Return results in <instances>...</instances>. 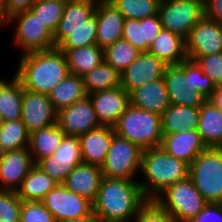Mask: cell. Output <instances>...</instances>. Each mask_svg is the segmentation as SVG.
I'll list each match as a JSON object with an SVG mask.
<instances>
[{"mask_svg":"<svg viewBox=\"0 0 222 222\" xmlns=\"http://www.w3.org/2000/svg\"><path fill=\"white\" fill-rule=\"evenodd\" d=\"M147 201L139 181L103 176L93 202V213L101 222H133Z\"/></svg>","mask_w":222,"mask_h":222,"instance_id":"6da1fadb","label":"cell"},{"mask_svg":"<svg viewBox=\"0 0 222 222\" xmlns=\"http://www.w3.org/2000/svg\"><path fill=\"white\" fill-rule=\"evenodd\" d=\"M15 75L23 89L48 95L69 74L65 54L57 47L19 56Z\"/></svg>","mask_w":222,"mask_h":222,"instance_id":"7a4b0ae2","label":"cell"},{"mask_svg":"<svg viewBox=\"0 0 222 222\" xmlns=\"http://www.w3.org/2000/svg\"><path fill=\"white\" fill-rule=\"evenodd\" d=\"M189 165L166 153L161 147L146 149L141 155L142 180L139 184L144 196L154 200L167 187L188 177Z\"/></svg>","mask_w":222,"mask_h":222,"instance_id":"3957f363","label":"cell"},{"mask_svg":"<svg viewBox=\"0 0 222 222\" xmlns=\"http://www.w3.org/2000/svg\"><path fill=\"white\" fill-rule=\"evenodd\" d=\"M114 130L142 150L160 147L163 137L161 116L131 105L121 114Z\"/></svg>","mask_w":222,"mask_h":222,"instance_id":"277c9868","label":"cell"},{"mask_svg":"<svg viewBox=\"0 0 222 222\" xmlns=\"http://www.w3.org/2000/svg\"><path fill=\"white\" fill-rule=\"evenodd\" d=\"M188 177L207 203L222 200V150L206 148L189 165Z\"/></svg>","mask_w":222,"mask_h":222,"instance_id":"5b68a950","label":"cell"},{"mask_svg":"<svg viewBox=\"0 0 222 222\" xmlns=\"http://www.w3.org/2000/svg\"><path fill=\"white\" fill-rule=\"evenodd\" d=\"M154 201L176 222L195 217L207 204L189 177L167 187Z\"/></svg>","mask_w":222,"mask_h":222,"instance_id":"8992f818","label":"cell"},{"mask_svg":"<svg viewBox=\"0 0 222 222\" xmlns=\"http://www.w3.org/2000/svg\"><path fill=\"white\" fill-rule=\"evenodd\" d=\"M11 24L16 26L12 42L21 55L55 48L54 33L31 10L12 15L8 18V26Z\"/></svg>","mask_w":222,"mask_h":222,"instance_id":"52a82bcc","label":"cell"},{"mask_svg":"<svg viewBox=\"0 0 222 222\" xmlns=\"http://www.w3.org/2000/svg\"><path fill=\"white\" fill-rule=\"evenodd\" d=\"M142 151L136 144L115 134L105 160L100 167L103 176L136 180V175L141 169Z\"/></svg>","mask_w":222,"mask_h":222,"instance_id":"ba28073f","label":"cell"},{"mask_svg":"<svg viewBox=\"0 0 222 222\" xmlns=\"http://www.w3.org/2000/svg\"><path fill=\"white\" fill-rule=\"evenodd\" d=\"M158 15L163 29L186 39L204 16L203 0H161Z\"/></svg>","mask_w":222,"mask_h":222,"instance_id":"9c48e42d","label":"cell"},{"mask_svg":"<svg viewBox=\"0 0 222 222\" xmlns=\"http://www.w3.org/2000/svg\"><path fill=\"white\" fill-rule=\"evenodd\" d=\"M41 202L57 222L79 219L93 213L91 201L70 191L63 184H57Z\"/></svg>","mask_w":222,"mask_h":222,"instance_id":"30bf717a","label":"cell"},{"mask_svg":"<svg viewBox=\"0 0 222 222\" xmlns=\"http://www.w3.org/2000/svg\"><path fill=\"white\" fill-rule=\"evenodd\" d=\"M80 163L82 154L79 137L66 135L53 155L40 159L35 165L58 184H63L67 175Z\"/></svg>","mask_w":222,"mask_h":222,"instance_id":"8fae6325","label":"cell"},{"mask_svg":"<svg viewBox=\"0 0 222 222\" xmlns=\"http://www.w3.org/2000/svg\"><path fill=\"white\" fill-rule=\"evenodd\" d=\"M165 81L170 104L200 107L206 99L197 91H192L190 83V59L180 64L167 65Z\"/></svg>","mask_w":222,"mask_h":222,"instance_id":"7c38bea8","label":"cell"},{"mask_svg":"<svg viewBox=\"0 0 222 222\" xmlns=\"http://www.w3.org/2000/svg\"><path fill=\"white\" fill-rule=\"evenodd\" d=\"M186 41L187 59L196 61L200 56L222 52V25L202 17L191 29Z\"/></svg>","mask_w":222,"mask_h":222,"instance_id":"4fadbf2b","label":"cell"},{"mask_svg":"<svg viewBox=\"0 0 222 222\" xmlns=\"http://www.w3.org/2000/svg\"><path fill=\"white\" fill-rule=\"evenodd\" d=\"M57 125L67 136H77L101 126L89 96L57 112Z\"/></svg>","mask_w":222,"mask_h":222,"instance_id":"5bb4252c","label":"cell"},{"mask_svg":"<svg viewBox=\"0 0 222 222\" xmlns=\"http://www.w3.org/2000/svg\"><path fill=\"white\" fill-rule=\"evenodd\" d=\"M29 134L57 122V112L48 95L23 89L21 118Z\"/></svg>","mask_w":222,"mask_h":222,"instance_id":"9a60e30c","label":"cell"},{"mask_svg":"<svg viewBox=\"0 0 222 222\" xmlns=\"http://www.w3.org/2000/svg\"><path fill=\"white\" fill-rule=\"evenodd\" d=\"M166 64L149 52L140 55L120 74V87L127 93L135 88L163 78Z\"/></svg>","mask_w":222,"mask_h":222,"instance_id":"2e32d148","label":"cell"},{"mask_svg":"<svg viewBox=\"0 0 222 222\" xmlns=\"http://www.w3.org/2000/svg\"><path fill=\"white\" fill-rule=\"evenodd\" d=\"M34 165L29 147L6 151L0 161V190L16 192Z\"/></svg>","mask_w":222,"mask_h":222,"instance_id":"e0dca14e","label":"cell"},{"mask_svg":"<svg viewBox=\"0 0 222 222\" xmlns=\"http://www.w3.org/2000/svg\"><path fill=\"white\" fill-rule=\"evenodd\" d=\"M102 126L114 127L130 105L129 93L122 87L88 94Z\"/></svg>","mask_w":222,"mask_h":222,"instance_id":"ac0fdd59","label":"cell"},{"mask_svg":"<svg viewBox=\"0 0 222 222\" xmlns=\"http://www.w3.org/2000/svg\"><path fill=\"white\" fill-rule=\"evenodd\" d=\"M97 22L96 44L105 49L122 38L125 18L111 2H97L94 12Z\"/></svg>","mask_w":222,"mask_h":222,"instance_id":"d6986e66","label":"cell"},{"mask_svg":"<svg viewBox=\"0 0 222 222\" xmlns=\"http://www.w3.org/2000/svg\"><path fill=\"white\" fill-rule=\"evenodd\" d=\"M160 147L188 165L207 148L197 130L163 135Z\"/></svg>","mask_w":222,"mask_h":222,"instance_id":"ffe728a7","label":"cell"},{"mask_svg":"<svg viewBox=\"0 0 222 222\" xmlns=\"http://www.w3.org/2000/svg\"><path fill=\"white\" fill-rule=\"evenodd\" d=\"M129 100L131 106L160 116L170 106L163 78L135 88L129 93Z\"/></svg>","mask_w":222,"mask_h":222,"instance_id":"44dd1931","label":"cell"},{"mask_svg":"<svg viewBox=\"0 0 222 222\" xmlns=\"http://www.w3.org/2000/svg\"><path fill=\"white\" fill-rule=\"evenodd\" d=\"M115 134L114 127L101 125L80 135L82 162L101 167Z\"/></svg>","mask_w":222,"mask_h":222,"instance_id":"7402d4cb","label":"cell"},{"mask_svg":"<svg viewBox=\"0 0 222 222\" xmlns=\"http://www.w3.org/2000/svg\"><path fill=\"white\" fill-rule=\"evenodd\" d=\"M102 178L103 174L99 166L82 162L67 175L63 185L93 203Z\"/></svg>","mask_w":222,"mask_h":222,"instance_id":"603a6c76","label":"cell"},{"mask_svg":"<svg viewBox=\"0 0 222 222\" xmlns=\"http://www.w3.org/2000/svg\"><path fill=\"white\" fill-rule=\"evenodd\" d=\"M200 119V107L170 104L161 115L163 135L197 130Z\"/></svg>","mask_w":222,"mask_h":222,"instance_id":"cb8c5ba5","label":"cell"},{"mask_svg":"<svg viewBox=\"0 0 222 222\" xmlns=\"http://www.w3.org/2000/svg\"><path fill=\"white\" fill-rule=\"evenodd\" d=\"M148 52L155 55L166 65L180 64L187 59L185 39L181 35L163 28Z\"/></svg>","mask_w":222,"mask_h":222,"instance_id":"d4e9b609","label":"cell"},{"mask_svg":"<svg viewBox=\"0 0 222 222\" xmlns=\"http://www.w3.org/2000/svg\"><path fill=\"white\" fill-rule=\"evenodd\" d=\"M197 131L207 148H220L222 146V111L209 100L200 106Z\"/></svg>","mask_w":222,"mask_h":222,"instance_id":"484cf974","label":"cell"},{"mask_svg":"<svg viewBox=\"0 0 222 222\" xmlns=\"http://www.w3.org/2000/svg\"><path fill=\"white\" fill-rule=\"evenodd\" d=\"M97 22L93 14L82 26L76 29H56L55 48L74 49L96 44Z\"/></svg>","mask_w":222,"mask_h":222,"instance_id":"4316f807","label":"cell"},{"mask_svg":"<svg viewBox=\"0 0 222 222\" xmlns=\"http://www.w3.org/2000/svg\"><path fill=\"white\" fill-rule=\"evenodd\" d=\"M59 50L65 54L70 74L80 77H83L104 61V49L97 44Z\"/></svg>","mask_w":222,"mask_h":222,"instance_id":"83f0119b","label":"cell"},{"mask_svg":"<svg viewBox=\"0 0 222 222\" xmlns=\"http://www.w3.org/2000/svg\"><path fill=\"white\" fill-rule=\"evenodd\" d=\"M65 136V132L57 123L32 132L29 136V150L34 164L53 155Z\"/></svg>","mask_w":222,"mask_h":222,"instance_id":"f1b7e54d","label":"cell"},{"mask_svg":"<svg viewBox=\"0 0 222 222\" xmlns=\"http://www.w3.org/2000/svg\"><path fill=\"white\" fill-rule=\"evenodd\" d=\"M23 86L14 74L11 80L0 78V114L3 121L21 118Z\"/></svg>","mask_w":222,"mask_h":222,"instance_id":"f546056e","label":"cell"},{"mask_svg":"<svg viewBox=\"0 0 222 222\" xmlns=\"http://www.w3.org/2000/svg\"><path fill=\"white\" fill-rule=\"evenodd\" d=\"M57 184L50 175L34 165L16 192L22 201L41 202Z\"/></svg>","mask_w":222,"mask_h":222,"instance_id":"4dcf8cb0","label":"cell"},{"mask_svg":"<svg viewBox=\"0 0 222 222\" xmlns=\"http://www.w3.org/2000/svg\"><path fill=\"white\" fill-rule=\"evenodd\" d=\"M87 96L83 78L69 74L48 94L56 112L67 108Z\"/></svg>","mask_w":222,"mask_h":222,"instance_id":"1f68e13d","label":"cell"},{"mask_svg":"<svg viewBox=\"0 0 222 222\" xmlns=\"http://www.w3.org/2000/svg\"><path fill=\"white\" fill-rule=\"evenodd\" d=\"M82 78L87 95L120 87V74L105 61Z\"/></svg>","mask_w":222,"mask_h":222,"instance_id":"d6a6232c","label":"cell"},{"mask_svg":"<svg viewBox=\"0 0 222 222\" xmlns=\"http://www.w3.org/2000/svg\"><path fill=\"white\" fill-rule=\"evenodd\" d=\"M140 53L130 42L120 38L104 49V61L121 74Z\"/></svg>","mask_w":222,"mask_h":222,"instance_id":"836d02e7","label":"cell"},{"mask_svg":"<svg viewBox=\"0 0 222 222\" xmlns=\"http://www.w3.org/2000/svg\"><path fill=\"white\" fill-rule=\"evenodd\" d=\"M95 0H80L65 4L62 19L57 29H76L83 25L95 12Z\"/></svg>","mask_w":222,"mask_h":222,"instance_id":"e575fe53","label":"cell"},{"mask_svg":"<svg viewBox=\"0 0 222 222\" xmlns=\"http://www.w3.org/2000/svg\"><path fill=\"white\" fill-rule=\"evenodd\" d=\"M29 136L21 119L3 121L0 127V143L5 151L29 147Z\"/></svg>","mask_w":222,"mask_h":222,"instance_id":"d590c367","label":"cell"},{"mask_svg":"<svg viewBox=\"0 0 222 222\" xmlns=\"http://www.w3.org/2000/svg\"><path fill=\"white\" fill-rule=\"evenodd\" d=\"M161 0H112L125 19L141 20L158 14Z\"/></svg>","mask_w":222,"mask_h":222,"instance_id":"8d00e7d4","label":"cell"},{"mask_svg":"<svg viewBox=\"0 0 222 222\" xmlns=\"http://www.w3.org/2000/svg\"><path fill=\"white\" fill-rule=\"evenodd\" d=\"M65 4L61 0H37L30 10L54 33L62 19Z\"/></svg>","mask_w":222,"mask_h":222,"instance_id":"74e56055","label":"cell"},{"mask_svg":"<svg viewBox=\"0 0 222 222\" xmlns=\"http://www.w3.org/2000/svg\"><path fill=\"white\" fill-rule=\"evenodd\" d=\"M21 204L17 192L0 190V222H20Z\"/></svg>","mask_w":222,"mask_h":222,"instance_id":"f35d334b","label":"cell"},{"mask_svg":"<svg viewBox=\"0 0 222 222\" xmlns=\"http://www.w3.org/2000/svg\"><path fill=\"white\" fill-rule=\"evenodd\" d=\"M20 222H57L42 202L22 201Z\"/></svg>","mask_w":222,"mask_h":222,"instance_id":"ab89813d","label":"cell"},{"mask_svg":"<svg viewBox=\"0 0 222 222\" xmlns=\"http://www.w3.org/2000/svg\"><path fill=\"white\" fill-rule=\"evenodd\" d=\"M190 83L192 91H197L206 100H209L215 90V84L208 75L202 72L196 61L190 60Z\"/></svg>","mask_w":222,"mask_h":222,"instance_id":"60d3db41","label":"cell"},{"mask_svg":"<svg viewBox=\"0 0 222 222\" xmlns=\"http://www.w3.org/2000/svg\"><path fill=\"white\" fill-rule=\"evenodd\" d=\"M122 38L130 42L140 52H148L149 50L143 40V19H125Z\"/></svg>","mask_w":222,"mask_h":222,"instance_id":"b9f144b4","label":"cell"},{"mask_svg":"<svg viewBox=\"0 0 222 222\" xmlns=\"http://www.w3.org/2000/svg\"><path fill=\"white\" fill-rule=\"evenodd\" d=\"M133 222H176L154 200H148L139 210Z\"/></svg>","mask_w":222,"mask_h":222,"instance_id":"7bdbcfd3","label":"cell"},{"mask_svg":"<svg viewBox=\"0 0 222 222\" xmlns=\"http://www.w3.org/2000/svg\"><path fill=\"white\" fill-rule=\"evenodd\" d=\"M196 63L215 85H222V52L200 56Z\"/></svg>","mask_w":222,"mask_h":222,"instance_id":"ee69618b","label":"cell"},{"mask_svg":"<svg viewBox=\"0 0 222 222\" xmlns=\"http://www.w3.org/2000/svg\"><path fill=\"white\" fill-rule=\"evenodd\" d=\"M186 222H222V205L220 203H207L195 217Z\"/></svg>","mask_w":222,"mask_h":222,"instance_id":"f6af8a7d","label":"cell"},{"mask_svg":"<svg viewBox=\"0 0 222 222\" xmlns=\"http://www.w3.org/2000/svg\"><path fill=\"white\" fill-rule=\"evenodd\" d=\"M162 29V23L160 16L154 15L152 17L143 19V40L146 45L150 48L155 38L158 36Z\"/></svg>","mask_w":222,"mask_h":222,"instance_id":"bcb514c9","label":"cell"},{"mask_svg":"<svg viewBox=\"0 0 222 222\" xmlns=\"http://www.w3.org/2000/svg\"><path fill=\"white\" fill-rule=\"evenodd\" d=\"M37 0H3V10L7 18L12 15L28 11Z\"/></svg>","mask_w":222,"mask_h":222,"instance_id":"7dc6e473","label":"cell"},{"mask_svg":"<svg viewBox=\"0 0 222 222\" xmlns=\"http://www.w3.org/2000/svg\"><path fill=\"white\" fill-rule=\"evenodd\" d=\"M204 17L222 25V0H203Z\"/></svg>","mask_w":222,"mask_h":222,"instance_id":"c3c4849f","label":"cell"},{"mask_svg":"<svg viewBox=\"0 0 222 222\" xmlns=\"http://www.w3.org/2000/svg\"><path fill=\"white\" fill-rule=\"evenodd\" d=\"M209 101L222 111V85H216Z\"/></svg>","mask_w":222,"mask_h":222,"instance_id":"681fc988","label":"cell"},{"mask_svg":"<svg viewBox=\"0 0 222 222\" xmlns=\"http://www.w3.org/2000/svg\"><path fill=\"white\" fill-rule=\"evenodd\" d=\"M61 222H101V220L94 214L87 215L85 217L74 219V220H64Z\"/></svg>","mask_w":222,"mask_h":222,"instance_id":"f907efd6","label":"cell"},{"mask_svg":"<svg viewBox=\"0 0 222 222\" xmlns=\"http://www.w3.org/2000/svg\"><path fill=\"white\" fill-rule=\"evenodd\" d=\"M6 26L8 27V18L4 14L3 0H0V31Z\"/></svg>","mask_w":222,"mask_h":222,"instance_id":"816d5d0a","label":"cell"},{"mask_svg":"<svg viewBox=\"0 0 222 222\" xmlns=\"http://www.w3.org/2000/svg\"><path fill=\"white\" fill-rule=\"evenodd\" d=\"M5 152L6 151L4 150L2 144L0 143V161H1L2 157L5 155Z\"/></svg>","mask_w":222,"mask_h":222,"instance_id":"f5cc1de1","label":"cell"},{"mask_svg":"<svg viewBox=\"0 0 222 222\" xmlns=\"http://www.w3.org/2000/svg\"><path fill=\"white\" fill-rule=\"evenodd\" d=\"M62 2L68 3V2H74V1H80V0H61Z\"/></svg>","mask_w":222,"mask_h":222,"instance_id":"db71d44e","label":"cell"},{"mask_svg":"<svg viewBox=\"0 0 222 222\" xmlns=\"http://www.w3.org/2000/svg\"><path fill=\"white\" fill-rule=\"evenodd\" d=\"M96 2H111L112 0H95Z\"/></svg>","mask_w":222,"mask_h":222,"instance_id":"11a10c76","label":"cell"},{"mask_svg":"<svg viewBox=\"0 0 222 222\" xmlns=\"http://www.w3.org/2000/svg\"><path fill=\"white\" fill-rule=\"evenodd\" d=\"M2 123H3V120H2V117H1V114H0V127L2 126Z\"/></svg>","mask_w":222,"mask_h":222,"instance_id":"9f6ffc18","label":"cell"}]
</instances>
